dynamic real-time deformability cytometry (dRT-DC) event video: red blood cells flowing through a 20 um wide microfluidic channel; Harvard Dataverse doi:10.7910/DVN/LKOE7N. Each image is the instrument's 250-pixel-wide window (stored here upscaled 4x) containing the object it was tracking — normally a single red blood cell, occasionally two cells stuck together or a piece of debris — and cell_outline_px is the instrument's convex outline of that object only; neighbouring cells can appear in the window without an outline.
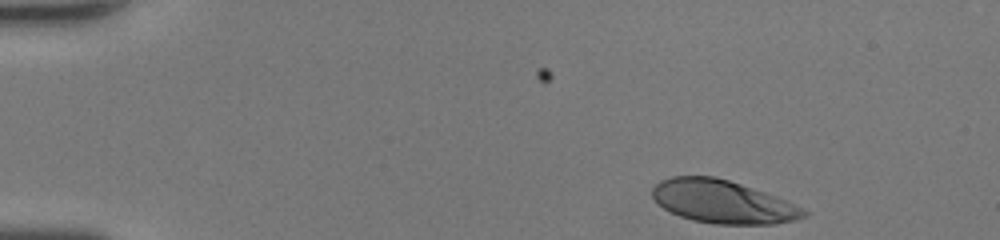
{"species": "human", "species_latin": "Homo sapiens", "temperature_condition": "room temperature", "stored_images_in_passage": 35, "camera_frame_rate_fps": 3000, "um_per_image_px": 0.085, "donor": {"sex": "female"}, "frame": {"image": 1, "passage_image": 1, "time_ms": 0.0, "image_size_px": [1000, 240], "cell_outline_px": [[808, 216], [796, 220], [772, 224], [716, 224], [692, 220], [680, 216], [664, 208], [652, 196], [652, 188], [660, 180], [672, 176], [716, 176], [776, 196], [804, 208], [808, 212]], "centroid_in_image_um": [61.45, 17.15], "position_along_channel_um": 23.5, "area_um2": 37.86}}
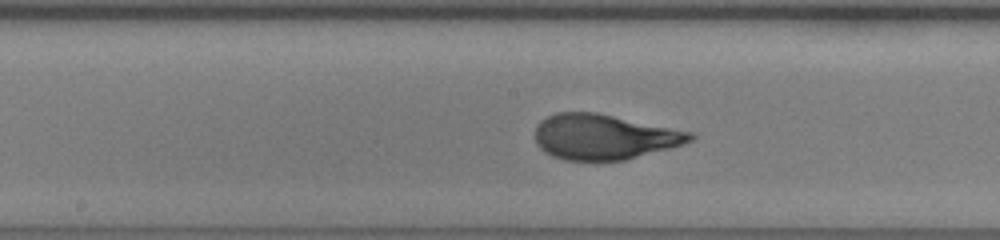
{"frame": {"image": 2, "passage_image": 20, "time_ms": 6.333, "image_size_px": [1000, 240], "cell_outline_px": [[696, 136], [692, 140], [684, 144], [624, 160], [564, 160], [552, 156], [544, 152], [536, 144], [536, 124], [540, 120], [556, 112], [596, 112], [696, 132]], "centroid_in_image_um": [51.36, 11.62], "position_along_channel_um": 196.8, "area_um2": 41.15}}
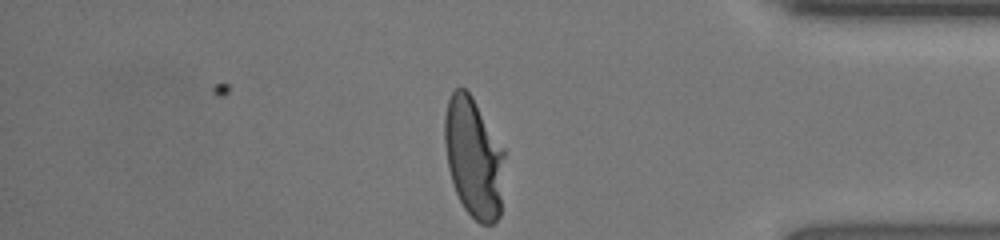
{"frame": {"image": 3, "passage_image": 35, "time_ms": 11.333, "image_size_px": [1000, 240], "cell_outline_px": [[504, 156], [500, 216], [492, 224], [480, 224], [464, 208], [456, 192], [448, 168], [444, 140], [444, 116], [448, 100], [452, 92], [456, 88], [464, 88], [472, 96], [504, 148]], "centroid_in_image_um": [40.26, 13.38], "position_along_channel_um": 394.9, "area_um2": 41.79}, "authors_computed_cell_mechanics": {"area_um2": 40.5756, "velocity_mm_per_s": 4.3843, "shape_relaxation_time_tau1_ms": 4.0368, "shape_relaxation_time_tau2_ms": null, "deformation_change_tau1": 0.2243, "deformation_change_tau2": null}}